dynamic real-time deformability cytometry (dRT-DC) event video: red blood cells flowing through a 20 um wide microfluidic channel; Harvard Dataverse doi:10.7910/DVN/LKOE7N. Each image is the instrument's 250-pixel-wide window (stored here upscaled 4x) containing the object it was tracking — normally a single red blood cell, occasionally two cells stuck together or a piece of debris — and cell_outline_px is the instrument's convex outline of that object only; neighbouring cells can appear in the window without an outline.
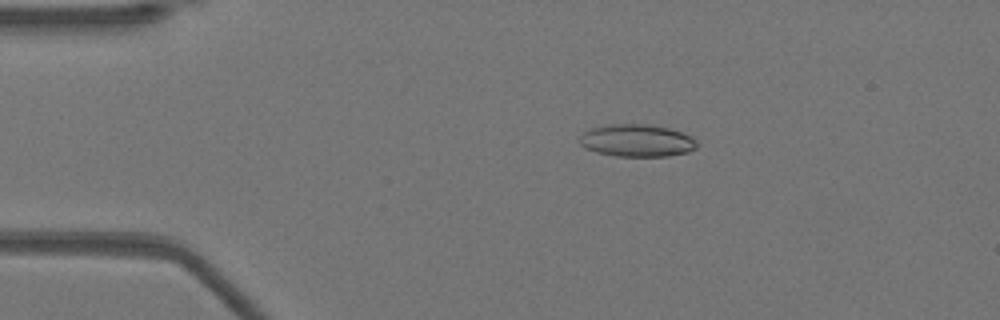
{"species": "Egyptian fruit bat (a non-hibernating species)", "species_latin": "Rousettus aegyptiacus", "temperature_condition": "warm", "stored_images_in_passage": 51, "camera_frame_rate_fps": 3000, "um_per_image_px": 0.085, "animal": {"sex": "female"}, "frame": {"image": 1, "passage_image": 10, "time_ms": 3.0, "image_size_px": [1000, 320], "cell_outline_px": [[700, 144], [696, 148], [688, 152], [668, 156], [616, 156], [596, 152], [584, 148], [580, 144], [580, 136], [584, 132], [592, 128], [608, 124], [644, 124], [668, 128], [692, 136]], "centroid_in_image_um": [54.15, 11.95], "position_along_channel_um": 30.9, "area_um2": 22.2}}
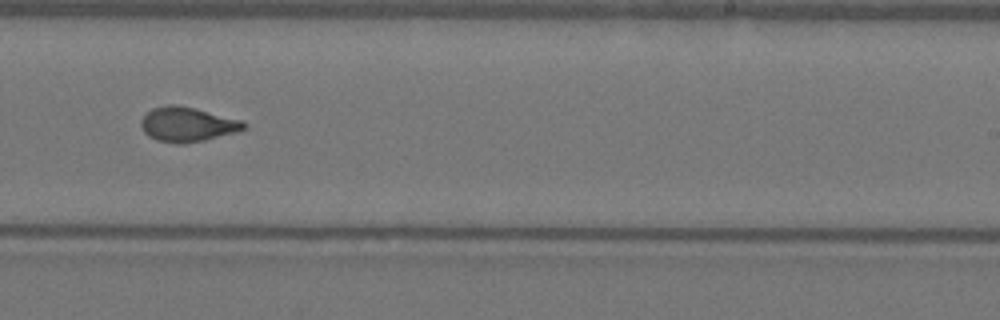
{"frame": {"image": 2, "passage_image": 32, "time_ms": 10.333, "image_size_px": [1000, 320], "cell_outline_px": [[248, 128], [236, 132], [204, 140], [180, 144], [176, 144], [156, 140], [148, 136], [144, 132], [140, 124], [140, 120], [152, 108], [168, 104], [176, 104], [244, 120], [248, 124]], "centroid_in_image_um": [15.94, 10.57], "position_along_channel_um": 273.1, "area_um2": 20.87}}
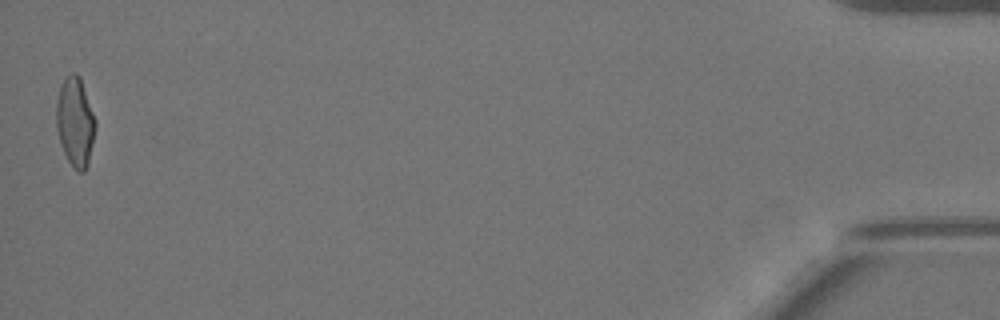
{"frame": {"image": 3, "passage_image": 51, "time_ms": 16.667, "image_size_px": [1000, 320], "cell_outline_px": [[96, 128], [88, 164], [84, 172], [80, 172], [68, 160], [60, 144], [56, 128], [56, 104], [60, 84], [72, 72], [76, 72], [80, 76], [96, 120]], "centroid_in_image_um": [6.39, 10.34], "position_along_channel_um": 428.8, "area_um2": 20.35}, "authors_computed_cell_mechanics": {"area_um2": 20.2878, "velocity_mm_per_s": 3.9683, "shape_relaxation_time_tau1_ms": null, "shape_relaxation_time_tau2_ms": 1.3371, "deformation_change_tau1": null, "deformation_change_tau2": 0.0839}}